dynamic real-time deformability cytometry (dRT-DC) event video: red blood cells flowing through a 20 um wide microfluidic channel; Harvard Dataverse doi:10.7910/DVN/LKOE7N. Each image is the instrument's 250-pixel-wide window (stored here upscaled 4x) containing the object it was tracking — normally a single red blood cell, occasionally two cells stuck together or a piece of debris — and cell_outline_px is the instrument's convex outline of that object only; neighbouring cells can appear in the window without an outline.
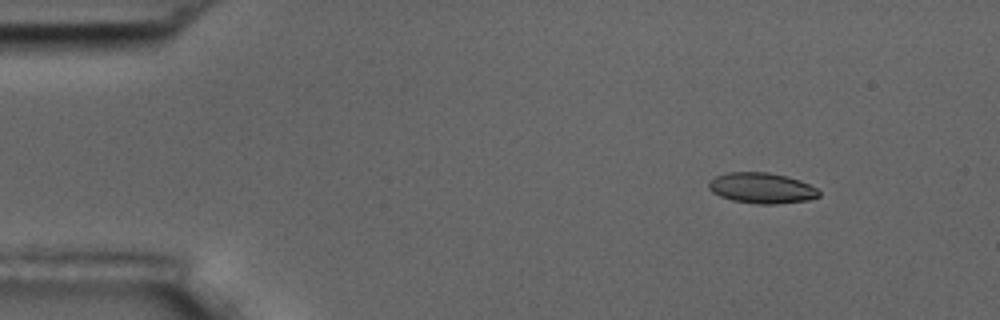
{"species": "common noctule bat (a hibernating species)", "species_latin": "Nyctalus noctula", "temperature_condition": "room temperature", "stored_images_in_passage": 4, "camera_frame_rate_fps": 3000, "um_per_image_px": 0.085, "animal": {"sex": "male", "body_mass_g": 17.5, "forearm_length_mm": 52.3}, "frame": {"image": 1, "passage_image": 2, "time_ms": 1.0, "image_size_px": [1000, 320], "cell_outline_px": [[820, 196], [808, 200], [776, 204], [756, 204], [732, 200], [720, 196], [712, 192], [708, 188], [708, 180], [716, 176], [728, 172], [768, 172], [800, 180], [816, 188], [820, 192]], "centroid_in_image_um": [64.72, 15.99], "position_along_channel_um": 20.3, "area_um2": 19.71}}
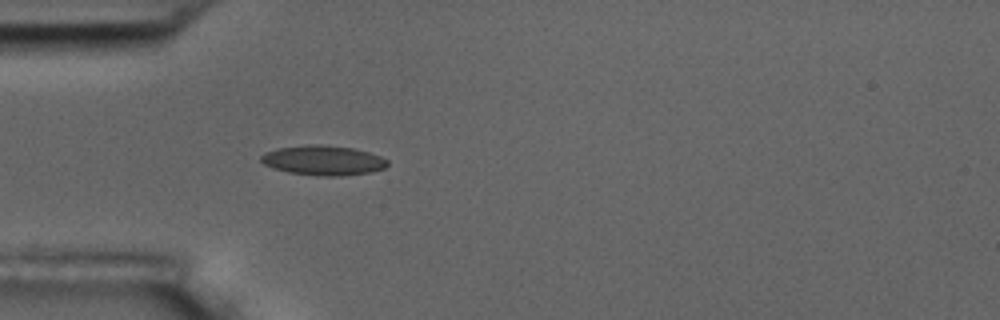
{"frame": {"image": 2, "passage_image": 4, "time_ms": 4.333, "image_size_px": [1000, 320], "cell_outline_px": [[388, 164], [384, 168], [372, 172], [340, 176], [324, 176], [288, 172], [272, 168], [264, 164], [260, 160], [260, 156], [264, 152], [276, 148], [312, 144], [316, 144], [352, 148], [368, 152], [380, 156], [388, 160]], "centroid_in_image_um": [27.45, 13.63], "position_along_channel_um": 57.6, "area_um2": 21.91}}